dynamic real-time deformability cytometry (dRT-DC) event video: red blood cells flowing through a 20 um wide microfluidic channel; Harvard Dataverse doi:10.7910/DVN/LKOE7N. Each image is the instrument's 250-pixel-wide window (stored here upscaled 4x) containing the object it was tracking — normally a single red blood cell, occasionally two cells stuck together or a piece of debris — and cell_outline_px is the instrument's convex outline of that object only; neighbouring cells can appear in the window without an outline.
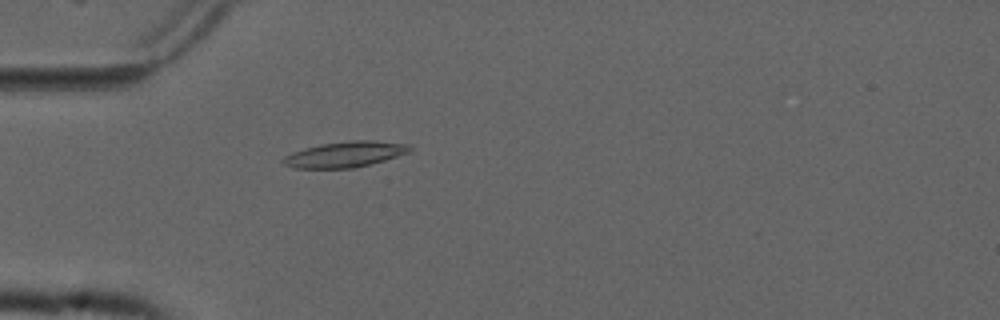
{"species": "common noctule bat (a hibernating species)", "species_latin": "Nyctalus noctula", "temperature_condition": "cold", "stored_images_in_passage": 56, "camera_frame_rate_fps": 3000, "um_per_image_px": 0.085, "animal": {"sex": "male", "forearm_length_mm": 52.5}, "frame": {"image": 1, "passage_image": 17, "time_ms": 5.333, "image_size_px": [1000, 320], "cell_outline_px": [[412, 148], [408, 152], [384, 160], [356, 168], [296, 168], [284, 164], [280, 160], [284, 156], [304, 148], [320, 144], [352, 140], [372, 140], [408, 144]], "centroid_in_image_um": [29.31, 13.12], "position_along_channel_um": 55.7, "area_um2": 18.84}}
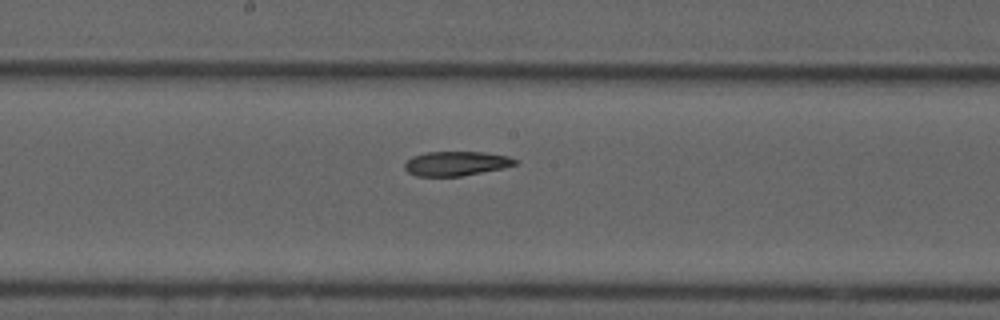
{"frame": {"image": 2, "passage_image": 30, "time_ms": 9.667, "image_size_px": [1000, 320], "cell_outline_px": [[520, 160], [516, 164], [504, 168], [460, 176], [416, 176], [408, 172], [404, 168], [404, 164], [412, 156], [428, 152], [484, 152], [508, 156]], "centroid_in_image_um": [38.79, 13.9], "position_along_channel_um": 209.4, "area_um2": 15.72}}
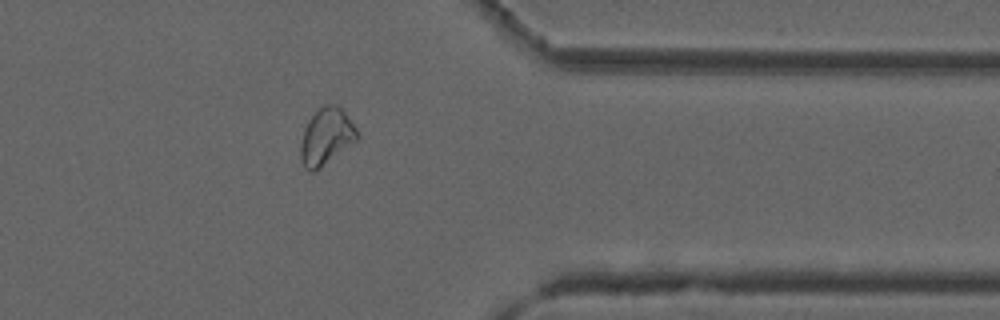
{"frame": {"image": 3, "passage_image": 45, "time_ms": 14.667, "image_size_px": [1000, 320], "cell_outline_px": [[360, 136], [356, 140], [320, 168], [312, 172], [304, 168], [300, 160], [300, 144], [304, 128], [308, 120], [324, 104], [336, 104], [344, 112], [356, 128]], "centroid_in_image_um": [27.7, 11.62], "position_along_channel_um": 383.7, "area_um2": 18.5}, "authors_computed_cell_mechanics": {"area_um2": 18.0336, "velocity_mm_per_s": 3.7156, "shape_relaxation_time_tau1_ms": null, "shape_relaxation_time_tau2_ms": 5.7258, "deformation_change_tau1": null, "deformation_change_tau2": 0.0998}}